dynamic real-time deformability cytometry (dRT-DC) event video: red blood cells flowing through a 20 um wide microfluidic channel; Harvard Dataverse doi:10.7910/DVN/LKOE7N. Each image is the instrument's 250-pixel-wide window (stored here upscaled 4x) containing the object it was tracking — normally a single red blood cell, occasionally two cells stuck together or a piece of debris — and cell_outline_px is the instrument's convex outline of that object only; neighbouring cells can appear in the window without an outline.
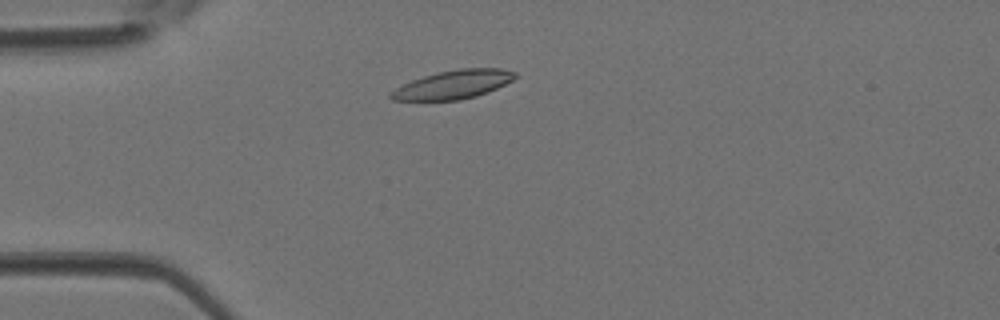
{"species": "Egyptian fruit bat (a non-hibernating species)", "species_latin": "Rousettus aegyptiacus", "temperature_condition": "room temperature", "stored_images_in_passage": 2, "camera_frame_rate_fps": 3000, "um_per_image_px": 0.085, "animal": {"sex": "female"}, "frame": {"image": 1, "passage_image": 2, "time_ms": 0.333, "image_size_px": [1000, 320], "cell_outline_px": [[516, 76], [512, 80], [488, 92], [476, 96], [460, 100], [392, 100], [388, 96], [388, 92], [412, 80], [424, 76], [440, 72], [460, 68], [500, 68], [516, 72]], "centroid_in_image_um": [38.51, 7.19], "position_along_channel_um": 46.5, "area_um2": 20.52}}